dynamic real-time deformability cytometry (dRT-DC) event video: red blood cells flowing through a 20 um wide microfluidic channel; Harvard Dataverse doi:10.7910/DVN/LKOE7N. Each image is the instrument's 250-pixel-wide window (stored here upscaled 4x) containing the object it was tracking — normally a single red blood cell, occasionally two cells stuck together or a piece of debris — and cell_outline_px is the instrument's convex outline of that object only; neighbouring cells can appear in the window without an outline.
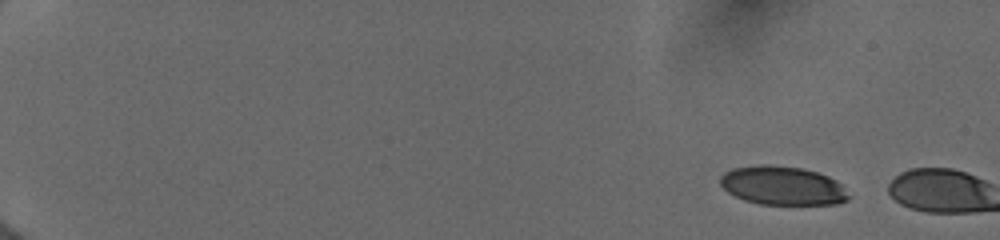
{"species": "human", "species_latin": "Homo sapiens", "temperature_condition": "cold", "stored_images_in_passage": 5, "camera_frame_rate_fps": 3000, "um_per_image_px": 0.085, "donor": {"sex": "female"}, "frame": {"image": 1, "passage_image": 1, "time_ms": 0.0, "image_size_px": [1000, 240], "cell_outline_px": [[852, 196], [848, 200], [836, 204], [760, 204], [744, 200], [728, 192], [720, 184], [720, 176], [724, 172], [732, 168], [760, 164], [768, 164], [804, 168], [828, 176], [836, 180]], "centroid_in_image_um": [66.52, 15.77], "position_along_channel_um": 18.5, "area_um2": 29.19}}